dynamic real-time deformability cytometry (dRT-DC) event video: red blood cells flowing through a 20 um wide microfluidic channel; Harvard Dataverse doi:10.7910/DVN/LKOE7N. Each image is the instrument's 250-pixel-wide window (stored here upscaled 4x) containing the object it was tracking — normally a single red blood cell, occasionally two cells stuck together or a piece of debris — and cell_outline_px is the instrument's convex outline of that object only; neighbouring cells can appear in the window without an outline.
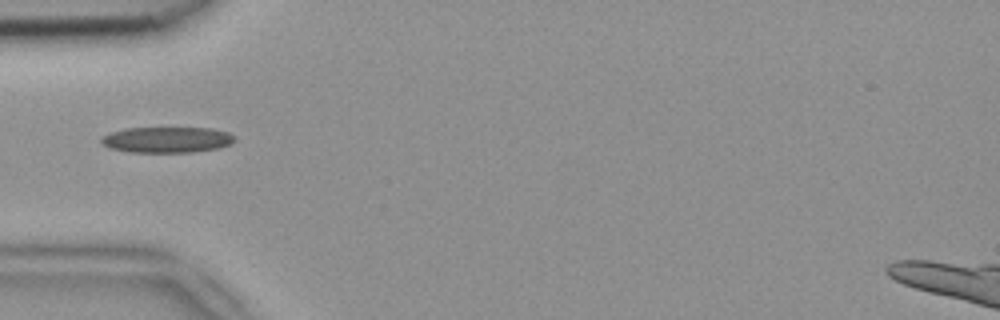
{"species": "common noctule bat (a hibernating species)", "species_latin": "Nyctalus noctula", "temperature_condition": "room temperature", "stored_images_in_passage": 36, "camera_frame_rate_fps": 3000, "um_per_image_px": 0.085, "animal": {"sex": "female", "body_mass_g": 18.4}, "frame": {"image": 1, "passage_image": 1, "time_ms": 0.0, "image_size_px": [1000, 320], "cell_outline_px": [[236, 140], [232, 144], [220, 148], [192, 152], [132, 152], [108, 148], [100, 140], [100, 136], [124, 128], [212, 128], [228, 132], [236, 136]], "centroid_in_image_um": [14.23, 11.87], "position_along_channel_um": 70.8, "area_um2": 20.29}}
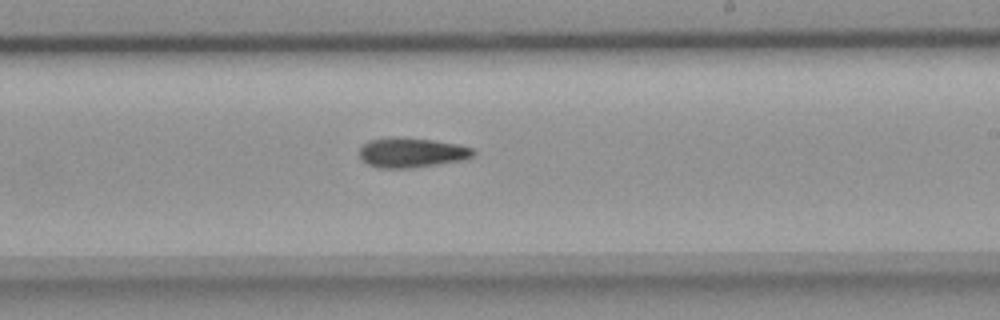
{"frame": {"image": 2, "passage_image": 15, "time_ms": 4.667, "image_size_px": [1000, 320], "cell_outline_px": [[476, 152], [472, 156], [464, 160], [416, 168], [376, 168], [368, 164], [360, 156], [360, 148], [368, 140], [392, 136], [400, 136], [432, 140], [460, 144], [472, 148]], "centroid_in_image_um": [35.0, 12.96], "position_along_channel_um": 254.0, "area_um2": 20.11}}
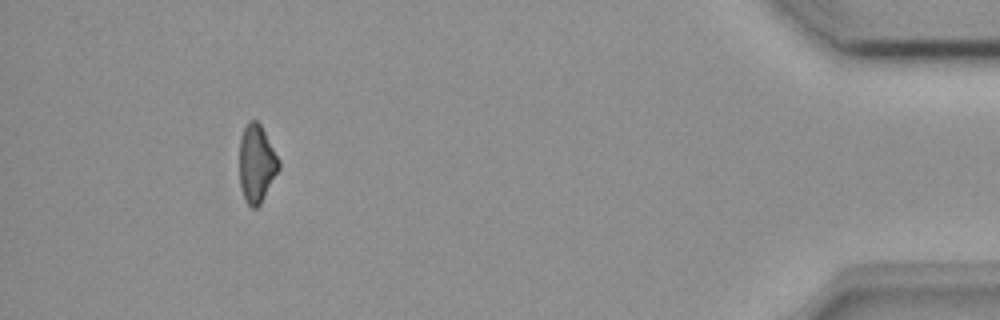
{"frame": {"image": 3, "passage_image": 32, "time_ms": 10.333, "image_size_px": [1000, 320], "cell_outline_px": [[280, 168], [260, 204], [256, 208], [252, 208], [244, 200], [240, 188], [240, 140], [244, 128], [248, 120], [256, 120], [260, 124], [280, 160]], "centroid_in_image_um": [21.81, 13.92], "position_along_channel_um": 413.4, "area_um2": 17.8}}